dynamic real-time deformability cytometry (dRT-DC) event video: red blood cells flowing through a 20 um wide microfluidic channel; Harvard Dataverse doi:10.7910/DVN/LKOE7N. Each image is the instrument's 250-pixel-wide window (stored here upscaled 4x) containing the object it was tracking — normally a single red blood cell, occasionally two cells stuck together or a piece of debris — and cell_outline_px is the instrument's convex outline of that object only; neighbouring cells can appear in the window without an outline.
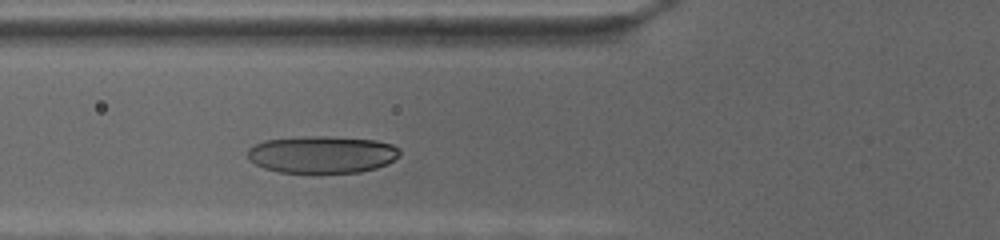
{"species": "human", "species_latin": "Homo sapiens", "temperature_condition": "cold", "stored_images_in_passage": 37, "camera_frame_rate_fps": 3000, "um_per_image_px": 0.085, "donor": {"sex": "female"}, "frame": {"image": 1, "passage_image": 5, "time_ms": 1.333, "image_size_px": [1000, 240], "cell_outline_px": [[400, 156], [388, 164], [376, 168], [360, 172], [280, 172], [264, 168], [256, 164], [248, 156], [248, 148], [264, 140], [304, 136], [324, 136], [376, 140], [392, 144], [400, 148]], "centroid_in_image_um": [27.41, 13.12], "position_along_channel_um": 98.4, "area_um2": 32.95}}
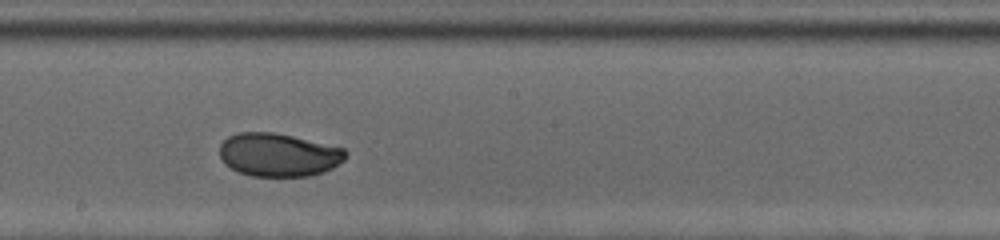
{"frame": {"image": 2, "passage_image": 18, "time_ms": 5.667, "image_size_px": [1000, 240], "cell_outline_px": [[348, 156], [344, 160], [332, 168], [324, 172], [308, 176], [252, 176], [240, 172], [224, 164], [220, 156], [220, 144], [228, 136], [236, 132], [272, 132], [292, 136], [344, 148], [348, 152]], "centroid_in_image_um": [23.68, 13.15], "position_along_channel_um": 224.5, "area_um2": 31.85}}
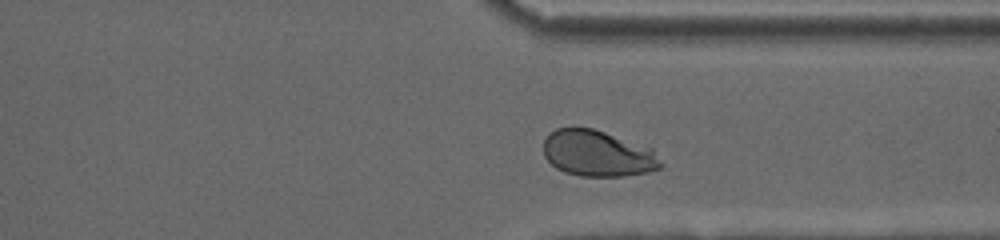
{"frame": {"image": 3, "passage_image": 32, "time_ms": 10.333, "image_size_px": [1000, 240], "cell_outline_px": [[660, 168], [648, 172], [624, 176], [580, 176], [564, 172], [556, 168], [544, 156], [544, 140], [556, 128], [572, 124], [592, 128], [652, 148], [660, 160]], "centroid_in_image_um": [50.76, 13.02], "position_along_channel_um": 360.6, "area_um2": 31.73}}